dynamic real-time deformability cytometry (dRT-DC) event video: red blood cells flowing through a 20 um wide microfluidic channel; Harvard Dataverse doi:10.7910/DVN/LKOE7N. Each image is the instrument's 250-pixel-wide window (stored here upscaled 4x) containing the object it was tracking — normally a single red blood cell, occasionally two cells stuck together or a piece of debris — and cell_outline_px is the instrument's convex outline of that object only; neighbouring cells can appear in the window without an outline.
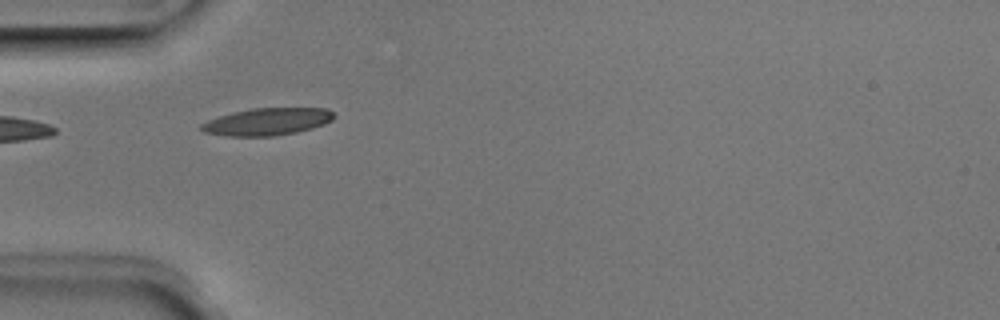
{"species": "Egyptian fruit bat (a non-hibernating species)", "species_latin": "Rousettus aegyptiacus", "temperature_condition": "room temperature", "stored_images_in_passage": 2, "camera_frame_rate_fps": 3000, "um_per_image_px": 0.085, "animal": {"sex": "male"}, "frame": {"image": 1, "passage_image": 2, "time_ms": 0.333, "image_size_px": [1000, 320], "cell_outline_px": [[336, 116], [332, 120], [324, 124], [312, 128], [296, 132], [272, 136], [224, 136], [204, 132], [200, 128], [200, 124], [208, 120], [232, 112], [252, 108], [328, 108]], "centroid_in_image_um": [22.71, 10.34], "position_along_channel_um": 62.3, "area_um2": 21.1}}